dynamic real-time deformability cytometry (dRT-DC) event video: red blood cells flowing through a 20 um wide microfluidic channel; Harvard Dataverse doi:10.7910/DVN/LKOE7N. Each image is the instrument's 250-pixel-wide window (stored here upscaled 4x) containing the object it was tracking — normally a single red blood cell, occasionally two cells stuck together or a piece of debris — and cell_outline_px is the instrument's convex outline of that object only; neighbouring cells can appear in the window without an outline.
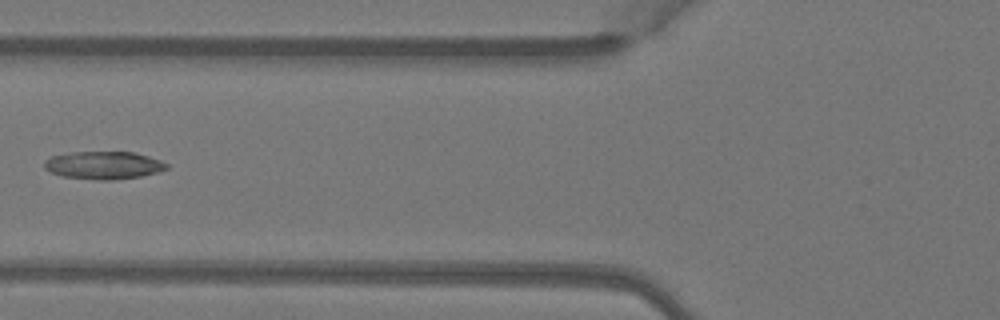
{"species": "Egyptian fruit bat (a non-hibernating species)", "species_latin": "Rousettus aegyptiacus", "temperature_condition": "warm", "stored_images_in_passage": 7, "camera_frame_rate_fps": 3000, "um_per_image_px": 0.085, "animal": {"sex": "female"}, "frame": {"image": 1, "passage_image": 6, "time_ms": 1.667, "image_size_px": [1000, 320], "cell_outline_px": [[168, 168], [160, 172], [140, 176], [112, 180], [96, 180], [64, 176], [52, 172], [44, 168], [44, 160], [52, 156], [72, 152], [132, 152], [148, 156], [160, 160], [168, 164]], "centroid_in_image_um": [8.83, 14.04], "position_along_channel_um": 117.0, "area_um2": 19.71}}
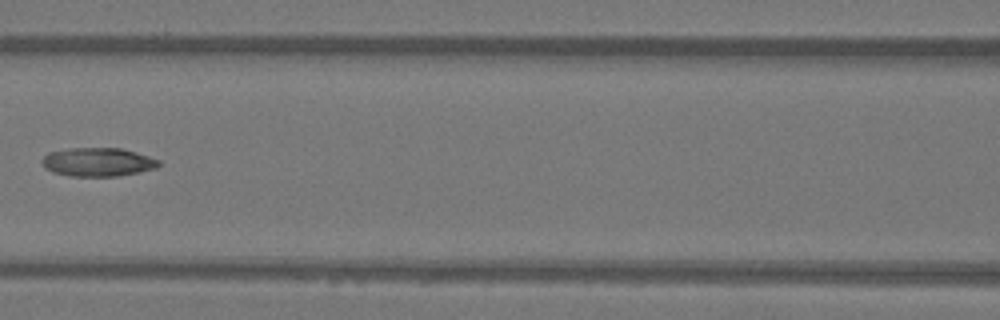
{"frame": {"image": 2, "passage_image": 7, "time_ms": 2.0, "image_size_px": [1000, 320], "cell_outline_px": [[160, 164], [156, 168], [140, 172], [116, 176], [68, 176], [52, 172], [44, 168], [40, 160], [48, 152], [72, 148], [120, 148], [136, 152], [160, 160]], "centroid_in_image_um": [8.29, 13.78], "position_along_channel_um": 158.3, "area_um2": 19.59}}